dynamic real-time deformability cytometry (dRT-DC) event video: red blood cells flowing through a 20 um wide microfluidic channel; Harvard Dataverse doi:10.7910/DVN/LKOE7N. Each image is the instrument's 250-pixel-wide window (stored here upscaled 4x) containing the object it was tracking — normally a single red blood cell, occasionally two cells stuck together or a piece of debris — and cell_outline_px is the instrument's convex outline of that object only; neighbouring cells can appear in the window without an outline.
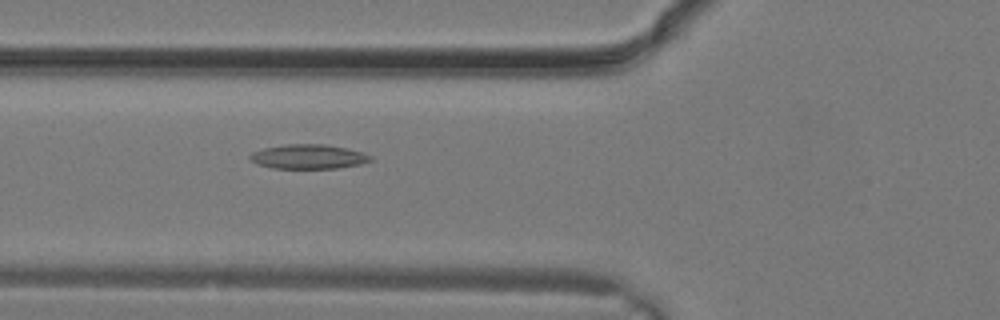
{"species": "common noctule bat (a hibernating species)", "species_latin": "Nyctalus noctula", "temperature_condition": "warm", "stored_images_in_passage": 2, "camera_frame_rate_fps": 3000, "um_per_image_px": 0.085, "animal": {"sex": "male", "body_mass_g": 19.2, "forearm_length_mm": 51.8}, "frame": {"image": 1, "passage_image": 2, "time_ms": 0.333, "image_size_px": [1000, 320], "cell_outline_px": [[372, 160], [360, 164], [340, 168], [272, 168], [256, 164], [248, 156], [252, 152], [264, 148], [284, 144], [324, 144], [344, 148], [360, 152], [372, 156]], "centroid_in_image_um": [26.18, 13.32], "position_along_channel_um": 99.6, "area_um2": 17.05}}